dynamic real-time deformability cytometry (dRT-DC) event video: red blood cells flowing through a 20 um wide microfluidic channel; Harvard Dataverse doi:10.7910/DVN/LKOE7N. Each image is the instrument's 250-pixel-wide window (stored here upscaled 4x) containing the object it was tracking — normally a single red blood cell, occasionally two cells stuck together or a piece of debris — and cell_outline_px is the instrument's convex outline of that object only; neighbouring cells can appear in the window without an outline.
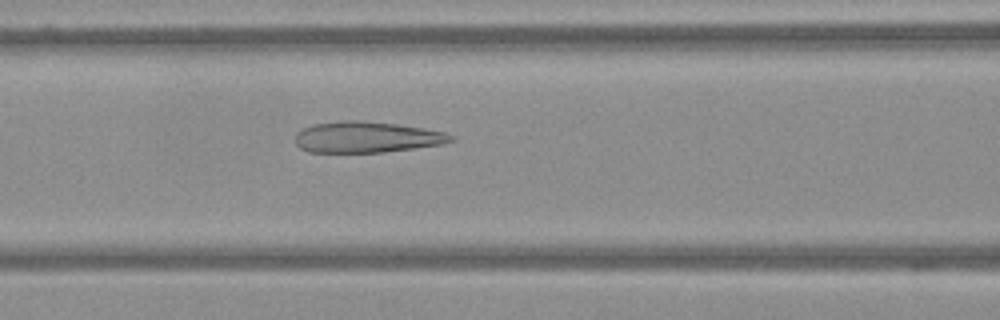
{"species": "Egyptian fruit bat (a non-hibernating species)", "species_latin": "Rousettus aegyptiacus", "temperature_condition": "warm", "stored_images_in_passage": 47, "camera_frame_rate_fps": 3000, "um_per_image_px": 0.085, "frame": {"image": 1, "passage_image": 12, "time_ms": 3.667, "image_size_px": [1000, 320], "cell_outline_px": [[456, 140], [440, 144], [384, 152], [308, 152], [300, 148], [296, 144], [296, 132], [312, 124], [344, 120], [360, 120], [396, 124], [424, 128], [444, 132], [456, 136]], "centroid_in_image_um": [31.16, 11.65], "position_along_channel_um": 135.4, "area_um2": 28.15}}
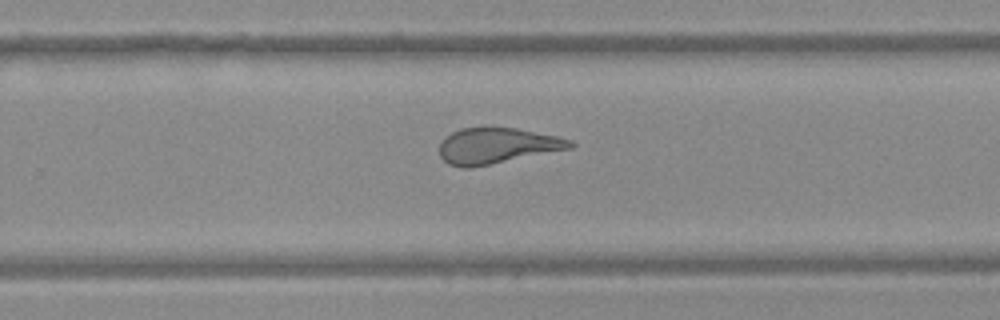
{"frame": {"image": 2, "passage_image": 26, "time_ms": 8.333, "image_size_px": [1000, 320], "cell_outline_px": [[576, 144], [572, 148], [472, 168], [460, 168], [448, 164], [440, 156], [440, 140], [452, 132], [460, 128], [516, 128], [556, 136], [572, 140]], "centroid_in_image_um": [42.23, 12.4], "position_along_channel_um": 287.6, "area_um2": 27.28}}
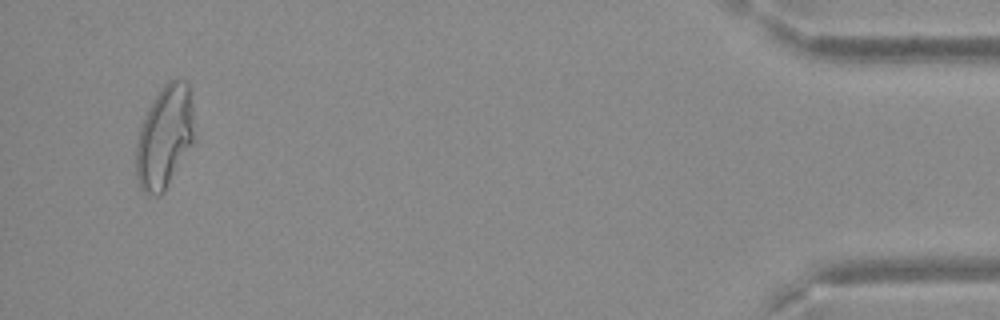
{"frame": {"image": 3, "passage_image": 45, "time_ms": 14.667, "image_size_px": [1000, 320], "cell_outline_px": [[192, 144], [164, 192], [160, 196], [148, 196], [140, 188], [136, 176], [136, 144], [140, 128], [148, 108], [164, 84], [168, 80], [184, 80], [188, 84], [192, 108]], "centroid_in_image_um": [13.95, 11.69], "position_along_channel_um": 421.2, "area_um2": 34.33}}